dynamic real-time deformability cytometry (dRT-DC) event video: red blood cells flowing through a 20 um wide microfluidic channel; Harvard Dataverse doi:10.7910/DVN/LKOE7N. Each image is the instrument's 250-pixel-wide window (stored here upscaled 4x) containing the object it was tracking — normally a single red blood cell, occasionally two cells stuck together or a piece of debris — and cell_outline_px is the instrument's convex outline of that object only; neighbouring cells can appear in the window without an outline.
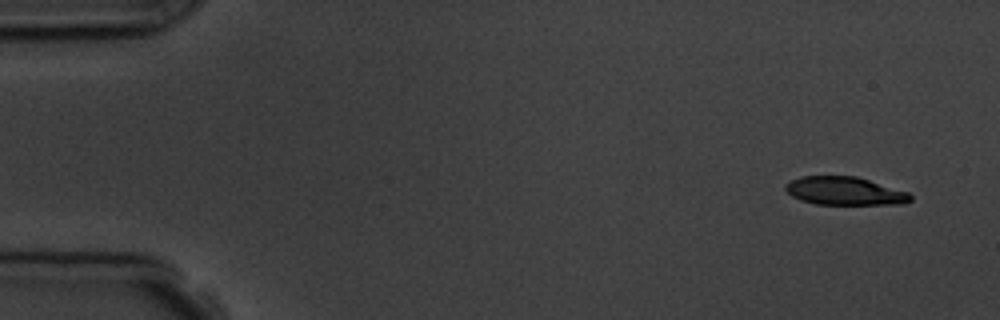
{"species": "common noctule bat (a hibernating species)", "species_latin": "Nyctalus noctula", "temperature_condition": "room temperature", "stored_images_in_passage": 9, "camera_frame_rate_fps": 3000, "um_per_image_px": 0.085, "animal": {"sex": "male", "body_mass_g": 19.5, "forearm_length_mm": 54.6}, "frame": {"image": 1, "passage_image": 1, "time_ms": 0.0, "image_size_px": [1000, 320], "cell_outline_px": [[912, 200], [904, 204], [816, 204], [800, 200], [792, 196], [784, 188], [784, 184], [788, 180], [800, 176], [856, 176], [908, 192], [912, 196]], "centroid_in_image_um": [71.76, 16.23], "position_along_channel_um": 13.2, "area_um2": 20.63}}